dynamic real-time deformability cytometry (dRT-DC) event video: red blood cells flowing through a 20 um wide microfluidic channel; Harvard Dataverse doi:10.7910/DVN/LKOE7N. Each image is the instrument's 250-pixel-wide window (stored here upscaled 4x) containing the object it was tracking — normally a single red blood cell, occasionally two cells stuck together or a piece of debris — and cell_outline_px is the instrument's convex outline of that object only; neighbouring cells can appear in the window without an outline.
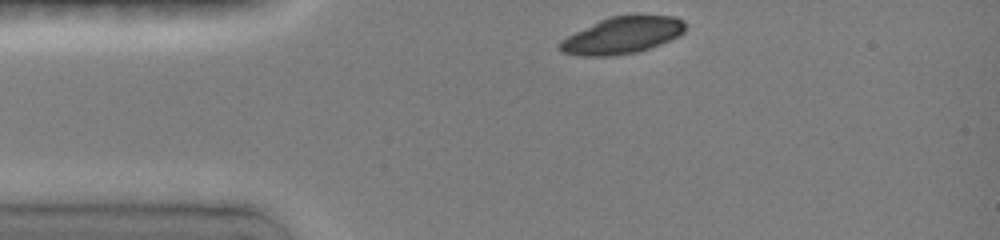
{"species": "common noctule bat (a hibernating species)", "species_latin": "Nyctalus noctula", "temperature_condition": "room temperature", "stored_images_in_passage": 9, "camera_frame_rate_fps": 3000, "um_per_image_px": 0.085, "animal": {"sex": "female", "body_mass_g": 19.0, "forearm_length_mm": 51.5}, "frame": {"image": 1, "passage_image": 1, "time_ms": 0.0, "image_size_px": [1000, 240], "cell_outline_px": [[684, 32], [680, 36], [660, 44], [648, 48], [632, 52], [608, 56], [588, 56], [564, 52], [560, 48], [560, 40], [608, 16], [676, 16], [684, 20]], "centroid_in_image_um": [52.93, 2.99], "position_along_channel_um": 32.1, "area_um2": 26.18}}
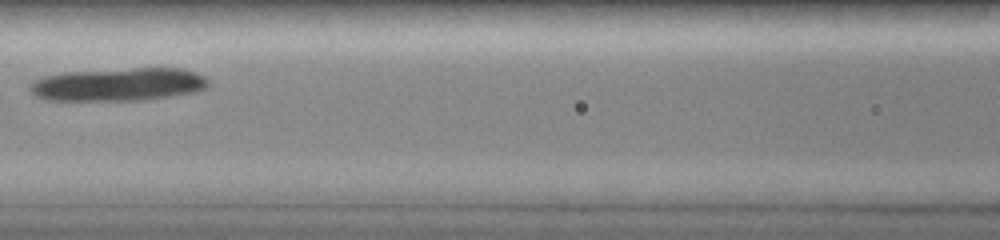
{"frame": {"image": 2, "passage_image": 6, "time_ms": 4.0, "image_size_px": [1000, 240], "cell_outline_px": [[208, 84], [204, 88], [192, 92], [144, 100], [44, 100], [36, 96], [28, 88], [32, 80], [44, 76], [64, 72], [136, 68], [180, 68], [196, 72], [204, 76], [208, 80]], "centroid_in_image_um": [10.01, 7.17], "position_along_channel_um": 156.6, "area_um2": 34.28}}
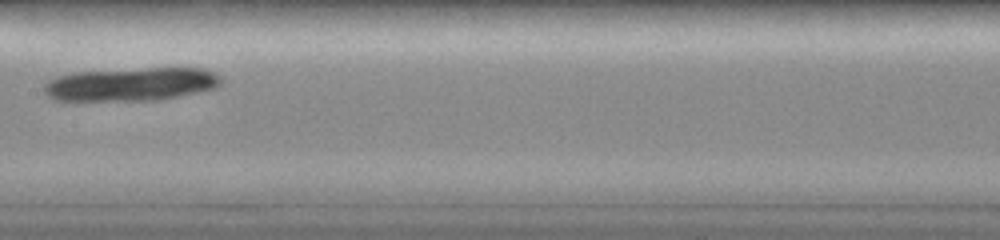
{"frame": {"image": 3, "passage_image": 7, "time_ms": 5.0, "image_size_px": [1000, 240], "cell_outline_px": [[220, 84], [212, 88], [196, 92], [156, 100], [56, 100], [48, 96], [44, 92], [44, 84], [48, 80], [56, 76], [72, 72], [148, 68], [204, 68], [220, 76]], "centroid_in_image_um": [11.08, 7.14], "position_along_channel_um": 196.3, "area_um2": 34.04}}